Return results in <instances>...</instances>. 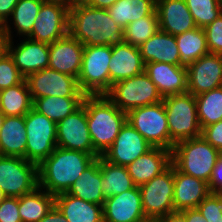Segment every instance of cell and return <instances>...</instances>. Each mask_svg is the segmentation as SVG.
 Returning a JSON list of instances; mask_svg holds the SVG:
<instances>
[{
	"label": "cell",
	"instance_id": "17",
	"mask_svg": "<svg viewBox=\"0 0 222 222\" xmlns=\"http://www.w3.org/2000/svg\"><path fill=\"white\" fill-rule=\"evenodd\" d=\"M14 46L13 39L9 40L8 53L14 64L26 78L49 65V44L24 38Z\"/></svg>",
	"mask_w": 222,
	"mask_h": 222
},
{
	"label": "cell",
	"instance_id": "14",
	"mask_svg": "<svg viewBox=\"0 0 222 222\" xmlns=\"http://www.w3.org/2000/svg\"><path fill=\"white\" fill-rule=\"evenodd\" d=\"M57 146L87 154H97L87 125L86 108L81 105L57 123Z\"/></svg>",
	"mask_w": 222,
	"mask_h": 222
},
{
	"label": "cell",
	"instance_id": "31",
	"mask_svg": "<svg viewBox=\"0 0 222 222\" xmlns=\"http://www.w3.org/2000/svg\"><path fill=\"white\" fill-rule=\"evenodd\" d=\"M111 18L121 27L156 11V0H118L107 9Z\"/></svg>",
	"mask_w": 222,
	"mask_h": 222
},
{
	"label": "cell",
	"instance_id": "6",
	"mask_svg": "<svg viewBox=\"0 0 222 222\" xmlns=\"http://www.w3.org/2000/svg\"><path fill=\"white\" fill-rule=\"evenodd\" d=\"M112 46H85L82 66L77 78L85 95L106 94L110 90L109 62Z\"/></svg>",
	"mask_w": 222,
	"mask_h": 222
},
{
	"label": "cell",
	"instance_id": "20",
	"mask_svg": "<svg viewBox=\"0 0 222 222\" xmlns=\"http://www.w3.org/2000/svg\"><path fill=\"white\" fill-rule=\"evenodd\" d=\"M145 216L138 186L105 199L104 222H135Z\"/></svg>",
	"mask_w": 222,
	"mask_h": 222
},
{
	"label": "cell",
	"instance_id": "11",
	"mask_svg": "<svg viewBox=\"0 0 222 222\" xmlns=\"http://www.w3.org/2000/svg\"><path fill=\"white\" fill-rule=\"evenodd\" d=\"M145 216L161 218L174 211V165L139 186Z\"/></svg>",
	"mask_w": 222,
	"mask_h": 222
},
{
	"label": "cell",
	"instance_id": "24",
	"mask_svg": "<svg viewBox=\"0 0 222 222\" xmlns=\"http://www.w3.org/2000/svg\"><path fill=\"white\" fill-rule=\"evenodd\" d=\"M110 89L115 82L131 78L144 72L145 64L139 47L126 42L112 46L109 62Z\"/></svg>",
	"mask_w": 222,
	"mask_h": 222
},
{
	"label": "cell",
	"instance_id": "33",
	"mask_svg": "<svg viewBox=\"0 0 222 222\" xmlns=\"http://www.w3.org/2000/svg\"><path fill=\"white\" fill-rule=\"evenodd\" d=\"M100 168L105 199L135 187L125 166L112 164L100 156Z\"/></svg>",
	"mask_w": 222,
	"mask_h": 222
},
{
	"label": "cell",
	"instance_id": "25",
	"mask_svg": "<svg viewBox=\"0 0 222 222\" xmlns=\"http://www.w3.org/2000/svg\"><path fill=\"white\" fill-rule=\"evenodd\" d=\"M139 50L144 64L148 62H164L181 65L176 37L160 29L139 46Z\"/></svg>",
	"mask_w": 222,
	"mask_h": 222
},
{
	"label": "cell",
	"instance_id": "50",
	"mask_svg": "<svg viewBox=\"0 0 222 222\" xmlns=\"http://www.w3.org/2000/svg\"><path fill=\"white\" fill-rule=\"evenodd\" d=\"M8 44L9 39L4 33V31L0 32V59L8 53Z\"/></svg>",
	"mask_w": 222,
	"mask_h": 222
},
{
	"label": "cell",
	"instance_id": "49",
	"mask_svg": "<svg viewBox=\"0 0 222 222\" xmlns=\"http://www.w3.org/2000/svg\"><path fill=\"white\" fill-rule=\"evenodd\" d=\"M117 1L118 0H88L86 4L96 8L108 9Z\"/></svg>",
	"mask_w": 222,
	"mask_h": 222
},
{
	"label": "cell",
	"instance_id": "43",
	"mask_svg": "<svg viewBox=\"0 0 222 222\" xmlns=\"http://www.w3.org/2000/svg\"><path fill=\"white\" fill-rule=\"evenodd\" d=\"M201 137L209 142L214 148L222 151V120L208 125L202 129Z\"/></svg>",
	"mask_w": 222,
	"mask_h": 222
},
{
	"label": "cell",
	"instance_id": "56",
	"mask_svg": "<svg viewBox=\"0 0 222 222\" xmlns=\"http://www.w3.org/2000/svg\"><path fill=\"white\" fill-rule=\"evenodd\" d=\"M220 204H221V210H222V192H220Z\"/></svg>",
	"mask_w": 222,
	"mask_h": 222
},
{
	"label": "cell",
	"instance_id": "1",
	"mask_svg": "<svg viewBox=\"0 0 222 222\" xmlns=\"http://www.w3.org/2000/svg\"><path fill=\"white\" fill-rule=\"evenodd\" d=\"M68 34L84 46H115L124 43V29L107 9L76 4L69 9Z\"/></svg>",
	"mask_w": 222,
	"mask_h": 222
},
{
	"label": "cell",
	"instance_id": "8",
	"mask_svg": "<svg viewBox=\"0 0 222 222\" xmlns=\"http://www.w3.org/2000/svg\"><path fill=\"white\" fill-rule=\"evenodd\" d=\"M26 127V160L39 165L57 147V123L32 108L24 115Z\"/></svg>",
	"mask_w": 222,
	"mask_h": 222
},
{
	"label": "cell",
	"instance_id": "3",
	"mask_svg": "<svg viewBox=\"0 0 222 222\" xmlns=\"http://www.w3.org/2000/svg\"><path fill=\"white\" fill-rule=\"evenodd\" d=\"M82 105L86 108L93 149L103 156L126 123L127 113L117 108L105 94L85 95Z\"/></svg>",
	"mask_w": 222,
	"mask_h": 222
},
{
	"label": "cell",
	"instance_id": "41",
	"mask_svg": "<svg viewBox=\"0 0 222 222\" xmlns=\"http://www.w3.org/2000/svg\"><path fill=\"white\" fill-rule=\"evenodd\" d=\"M203 29L209 53L222 55V13Z\"/></svg>",
	"mask_w": 222,
	"mask_h": 222
},
{
	"label": "cell",
	"instance_id": "42",
	"mask_svg": "<svg viewBox=\"0 0 222 222\" xmlns=\"http://www.w3.org/2000/svg\"><path fill=\"white\" fill-rule=\"evenodd\" d=\"M18 209L19 197H6L0 202V222H22Z\"/></svg>",
	"mask_w": 222,
	"mask_h": 222
},
{
	"label": "cell",
	"instance_id": "40",
	"mask_svg": "<svg viewBox=\"0 0 222 222\" xmlns=\"http://www.w3.org/2000/svg\"><path fill=\"white\" fill-rule=\"evenodd\" d=\"M202 216L208 222H222V210L220 204V192L210 193L198 206Z\"/></svg>",
	"mask_w": 222,
	"mask_h": 222
},
{
	"label": "cell",
	"instance_id": "2",
	"mask_svg": "<svg viewBox=\"0 0 222 222\" xmlns=\"http://www.w3.org/2000/svg\"><path fill=\"white\" fill-rule=\"evenodd\" d=\"M98 157V154L57 146L52 154L38 165V185L54 196L66 193Z\"/></svg>",
	"mask_w": 222,
	"mask_h": 222
},
{
	"label": "cell",
	"instance_id": "13",
	"mask_svg": "<svg viewBox=\"0 0 222 222\" xmlns=\"http://www.w3.org/2000/svg\"><path fill=\"white\" fill-rule=\"evenodd\" d=\"M68 25V7L58 3L44 2L33 24L31 34L27 38L52 44L68 35Z\"/></svg>",
	"mask_w": 222,
	"mask_h": 222
},
{
	"label": "cell",
	"instance_id": "54",
	"mask_svg": "<svg viewBox=\"0 0 222 222\" xmlns=\"http://www.w3.org/2000/svg\"><path fill=\"white\" fill-rule=\"evenodd\" d=\"M6 198L4 192L0 189V202H2Z\"/></svg>",
	"mask_w": 222,
	"mask_h": 222
},
{
	"label": "cell",
	"instance_id": "53",
	"mask_svg": "<svg viewBox=\"0 0 222 222\" xmlns=\"http://www.w3.org/2000/svg\"><path fill=\"white\" fill-rule=\"evenodd\" d=\"M88 0H69V9L76 4H85Z\"/></svg>",
	"mask_w": 222,
	"mask_h": 222
},
{
	"label": "cell",
	"instance_id": "23",
	"mask_svg": "<svg viewBox=\"0 0 222 222\" xmlns=\"http://www.w3.org/2000/svg\"><path fill=\"white\" fill-rule=\"evenodd\" d=\"M172 164V151L153 147L126 168L135 186H141L165 171Z\"/></svg>",
	"mask_w": 222,
	"mask_h": 222
},
{
	"label": "cell",
	"instance_id": "21",
	"mask_svg": "<svg viewBox=\"0 0 222 222\" xmlns=\"http://www.w3.org/2000/svg\"><path fill=\"white\" fill-rule=\"evenodd\" d=\"M159 29L173 36L197 28L185 0H156Z\"/></svg>",
	"mask_w": 222,
	"mask_h": 222
},
{
	"label": "cell",
	"instance_id": "7",
	"mask_svg": "<svg viewBox=\"0 0 222 222\" xmlns=\"http://www.w3.org/2000/svg\"><path fill=\"white\" fill-rule=\"evenodd\" d=\"M105 95L117 108L126 113L138 107L163 101L157 86L145 72L115 82Z\"/></svg>",
	"mask_w": 222,
	"mask_h": 222
},
{
	"label": "cell",
	"instance_id": "10",
	"mask_svg": "<svg viewBox=\"0 0 222 222\" xmlns=\"http://www.w3.org/2000/svg\"><path fill=\"white\" fill-rule=\"evenodd\" d=\"M38 186V165L24 158L0 155V189L6 197L23 196Z\"/></svg>",
	"mask_w": 222,
	"mask_h": 222
},
{
	"label": "cell",
	"instance_id": "19",
	"mask_svg": "<svg viewBox=\"0 0 222 222\" xmlns=\"http://www.w3.org/2000/svg\"><path fill=\"white\" fill-rule=\"evenodd\" d=\"M144 72L157 86L162 97L187 93V68L164 62H148Z\"/></svg>",
	"mask_w": 222,
	"mask_h": 222
},
{
	"label": "cell",
	"instance_id": "27",
	"mask_svg": "<svg viewBox=\"0 0 222 222\" xmlns=\"http://www.w3.org/2000/svg\"><path fill=\"white\" fill-rule=\"evenodd\" d=\"M55 205L68 222H104L103 206L66 193L55 196Z\"/></svg>",
	"mask_w": 222,
	"mask_h": 222
},
{
	"label": "cell",
	"instance_id": "26",
	"mask_svg": "<svg viewBox=\"0 0 222 222\" xmlns=\"http://www.w3.org/2000/svg\"><path fill=\"white\" fill-rule=\"evenodd\" d=\"M26 134L24 116H4L0 131V155L26 159Z\"/></svg>",
	"mask_w": 222,
	"mask_h": 222
},
{
	"label": "cell",
	"instance_id": "51",
	"mask_svg": "<svg viewBox=\"0 0 222 222\" xmlns=\"http://www.w3.org/2000/svg\"><path fill=\"white\" fill-rule=\"evenodd\" d=\"M135 222H160V221H159V218L157 217L144 216Z\"/></svg>",
	"mask_w": 222,
	"mask_h": 222
},
{
	"label": "cell",
	"instance_id": "45",
	"mask_svg": "<svg viewBox=\"0 0 222 222\" xmlns=\"http://www.w3.org/2000/svg\"><path fill=\"white\" fill-rule=\"evenodd\" d=\"M18 0H0V23L4 25L10 19Z\"/></svg>",
	"mask_w": 222,
	"mask_h": 222
},
{
	"label": "cell",
	"instance_id": "18",
	"mask_svg": "<svg viewBox=\"0 0 222 222\" xmlns=\"http://www.w3.org/2000/svg\"><path fill=\"white\" fill-rule=\"evenodd\" d=\"M85 46L69 34L49 44L48 68L78 78Z\"/></svg>",
	"mask_w": 222,
	"mask_h": 222
},
{
	"label": "cell",
	"instance_id": "15",
	"mask_svg": "<svg viewBox=\"0 0 222 222\" xmlns=\"http://www.w3.org/2000/svg\"><path fill=\"white\" fill-rule=\"evenodd\" d=\"M186 68L188 93L197 96L222 86V55L208 53Z\"/></svg>",
	"mask_w": 222,
	"mask_h": 222
},
{
	"label": "cell",
	"instance_id": "29",
	"mask_svg": "<svg viewBox=\"0 0 222 222\" xmlns=\"http://www.w3.org/2000/svg\"><path fill=\"white\" fill-rule=\"evenodd\" d=\"M44 2V0H18L10 19L3 25V31L9 40H12L14 37L12 36L13 32L9 22L13 21L12 24L14 29H16L14 31L17 32V35L27 38L31 34L33 24Z\"/></svg>",
	"mask_w": 222,
	"mask_h": 222
},
{
	"label": "cell",
	"instance_id": "30",
	"mask_svg": "<svg viewBox=\"0 0 222 222\" xmlns=\"http://www.w3.org/2000/svg\"><path fill=\"white\" fill-rule=\"evenodd\" d=\"M55 205V196L39 186L19 197V215L22 222H39Z\"/></svg>",
	"mask_w": 222,
	"mask_h": 222
},
{
	"label": "cell",
	"instance_id": "4",
	"mask_svg": "<svg viewBox=\"0 0 222 222\" xmlns=\"http://www.w3.org/2000/svg\"><path fill=\"white\" fill-rule=\"evenodd\" d=\"M220 151L204 138L181 141L172 149V164L182 173L209 183Z\"/></svg>",
	"mask_w": 222,
	"mask_h": 222
},
{
	"label": "cell",
	"instance_id": "34",
	"mask_svg": "<svg viewBox=\"0 0 222 222\" xmlns=\"http://www.w3.org/2000/svg\"><path fill=\"white\" fill-rule=\"evenodd\" d=\"M84 97L47 96L33 101V108L50 120L58 123L78 109Z\"/></svg>",
	"mask_w": 222,
	"mask_h": 222
},
{
	"label": "cell",
	"instance_id": "55",
	"mask_svg": "<svg viewBox=\"0 0 222 222\" xmlns=\"http://www.w3.org/2000/svg\"><path fill=\"white\" fill-rule=\"evenodd\" d=\"M3 121H4V115L0 112V131H1Z\"/></svg>",
	"mask_w": 222,
	"mask_h": 222
},
{
	"label": "cell",
	"instance_id": "47",
	"mask_svg": "<svg viewBox=\"0 0 222 222\" xmlns=\"http://www.w3.org/2000/svg\"><path fill=\"white\" fill-rule=\"evenodd\" d=\"M181 212L184 214L186 222H208L197 208L187 209Z\"/></svg>",
	"mask_w": 222,
	"mask_h": 222
},
{
	"label": "cell",
	"instance_id": "28",
	"mask_svg": "<svg viewBox=\"0 0 222 222\" xmlns=\"http://www.w3.org/2000/svg\"><path fill=\"white\" fill-rule=\"evenodd\" d=\"M69 195L97 205L104 204L100 156L81 174L67 192Z\"/></svg>",
	"mask_w": 222,
	"mask_h": 222
},
{
	"label": "cell",
	"instance_id": "46",
	"mask_svg": "<svg viewBox=\"0 0 222 222\" xmlns=\"http://www.w3.org/2000/svg\"><path fill=\"white\" fill-rule=\"evenodd\" d=\"M39 222H68L56 205Z\"/></svg>",
	"mask_w": 222,
	"mask_h": 222
},
{
	"label": "cell",
	"instance_id": "44",
	"mask_svg": "<svg viewBox=\"0 0 222 222\" xmlns=\"http://www.w3.org/2000/svg\"><path fill=\"white\" fill-rule=\"evenodd\" d=\"M209 189L211 193L222 192V155L218 157L212 176L209 180Z\"/></svg>",
	"mask_w": 222,
	"mask_h": 222
},
{
	"label": "cell",
	"instance_id": "38",
	"mask_svg": "<svg viewBox=\"0 0 222 222\" xmlns=\"http://www.w3.org/2000/svg\"><path fill=\"white\" fill-rule=\"evenodd\" d=\"M187 7L199 28L212 23L221 13L220 0H185Z\"/></svg>",
	"mask_w": 222,
	"mask_h": 222
},
{
	"label": "cell",
	"instance_id": "12",
	"mask_svg": "<svg viewBox=\"0 0 222 222\" xmlns=\"http://www.w3.org/2000/svg\"><path fill=\"white\" fill-rule=\"evenodd\" d=\"M32 101L47 96L85 97L74 76L44 68L25 78Z\"/></svg>",
	"mask_w": 222,
	"mask_h": 222
},
{
	"label": "cell",
	"instance_id": "52",
	"mask_svg": "<svg viewBox=\"0 0 222 222\" xmlns=\"http://www.w3.org/2000/svg\"><path fill=\"white\" fill-rule=\"evenodd\" d=\"M48 3H58L69 8V0H44Z\"/></svg>",
	"mask_w": 222,
	"mask_h": 222
},
{
	"label": "cell",
	"instance_id": "5",
	"mask_svg": "<svg viewBox=\"0 0 222 222\" xmlns=\"http://www.w3.org/2000/svg\"><path fill=\"white\" fill-rule=\"evenodd\" d=\"M170 136V150L175 144L201 136L197 103L191 93L163 97Z\"/></svg>",
	"mask_w": 222,
	"mask_h": 222
},
{
	"label": "cell",
	"instance_id": "48",
	"mask_svg": "<svg viewBox=\"0 0 222 222\" xmlns=\"http://www.w3.org/2000/svg\"><path fill=\"white\" fill-rule=\"evenodd\" d=\"M160 222H186V218L181 211H173L164 217L159 218Z\"/></svg>",
	"mask_w": 222,
	"mask_h": 222
},
{
	"label": "cell",
	"instance_id": "32",
	"mask_svg": "<svg viewBox=\"0 0 222 222\" xmlns=\"http://www.w3.org/2000/svg\"><path fill=\"white\" fill-rule=\"evenodd\" d=\"M33 108L26 81L0 90V112L4 116H24Z\"/></svg>",
	"mask_w": 222,
	"mask_h": 222
},
{
	"label": "cell",
	"instance_id": "37",
	"mask_svg": "<svg viewBox=\"0 0 222 222\" xmlns=\"http://www.w3.org/2000/svg\"><path fill=\"white\" fill-rule=\"evenodd\" d=\"M159 31L157 11L150 16H145L129 23L124 28V41L139 47Z\"/></svg>",
	"mask_w": 222,
	"mask_h": 222
},
{
	"label": "cell",
	"instance_id": "57",
	"mask_svg": "<svg viewBox=\"0 0 222 222\" xmlns=\"http://www.w3.org/2000/svg\"><path fill=\"white\" fill-rule=\"evenodd\" d=\"M3 31V25L0 23V32Z\"/></svg>",
	"mask_w": 222,
	"mask_h": 222
},
{
	"label": "cell",
	"instance_id": "22",
	"mask_svg": "<svg viewBox=\"0 0 222 222\" xmlns=\"http://www.w3.org/2000/svg\"><path fill=\"white\" fill-rule=\"evenodd\" d=\"M210 193L207 182L186 175L174 166V211L197 208Z\"/></svg>",
	"mask_w": 222,
	"mask_h": 222
},
{
	"label": "cell",
	"instance_id": "39",
	"mask_svg": "<svg viewBox=\"0 0 222 222\" xmlns=\"http://www.w3.org/2000/svg\"><path fill=\"white\" fill-rule=\"evenodd\" d=\"M25 80V77L14 64L9 53L0 59V90L15 86Z\"/></svg>",
	"mask_w": 222,
	"mask_h": 222
},
{
	"label": "cell",
	"instance_id": "36",
	"mask_svg": "<svg viewBox=\"0 0 222 222\" xmlns=\"http://www.w3.org/2000/svg\"><path fill=\"white\" fill-rule=\"evenodd\" d=\"M201 128L222 120V86L195 96Z\"/></svg>",
	"mask_w": 222,
	"mask_h": 222
},
{
	"label": "cell",
	"instance_id": "35",
	"mask_svg": "<svg viewBox=\"0 0 222 222\" xmlns=\"http://www.w3.org/2000/svg\"><path fill=\"white\" fill-rule=\"evenodd\" d=\"M175 37L180 54L181 66H187L209 53L203 28L197 27Z\"/></svg>",
	"mask_w": 222,
	"mask_h": 222
},
{
	"label": "cell",
	"instance_id": "9",
	"mask_svg": "<svg viewBox=\"0 0 222 222\" xmlns=\"http://www.w3.org/2000/svg\"><path fill=\"white\" fill-rule=\"evenodd\" d=\"M127 122L153 147L170 150V136L163 101L127 113Z\"/></svg>",
	"mask_w": 222,
	"mask_h": 222
},
{
	"label": "cell",
	"instance_id": "16",
	"mask_svg": "<svg viewBox=\"0 0 222 222\" xmlns=\"http://www.w3.org/2000/svg\"><path fill=\"white\" fill-rule=\"evenodd\" d=\"M152 148L153 146L126 121L114 143L102 157L112 164L127 167Z\"/></svg>",
	"mask_w": 222,
	"mask_h": 222
}]
</instances>
